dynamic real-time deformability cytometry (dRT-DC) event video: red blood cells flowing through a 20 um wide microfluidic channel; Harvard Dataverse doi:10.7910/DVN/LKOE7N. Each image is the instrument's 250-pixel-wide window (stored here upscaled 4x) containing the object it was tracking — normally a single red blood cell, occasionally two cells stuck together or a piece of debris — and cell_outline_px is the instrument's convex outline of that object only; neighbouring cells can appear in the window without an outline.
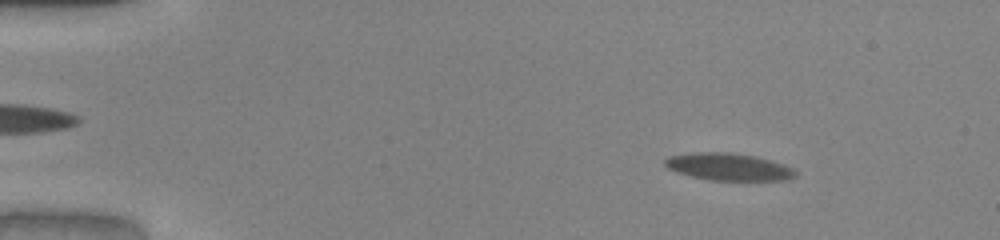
{"species": "common noctule bat (a hibernating species)", "species_latin": "Nyctalus noctula", "temperature_condition": "warm", "stored_images_in_passage": 53, "camera_frame_rate_fps": 3000, "um_per_image_px": 0.085, "animal": {"sex": "male", "body_mass_g": 20.0, "forearm_length_mm": 53.3}, "frame": {"image": 1, "passage_image": 7, "time_ms": 2.0, "image_size_px": [1000, 240], "cell_outline_px": [[796, 176], [784, 180], [708, 180], [676, 172], [668, 168], [664, 164], [664, 160], [668, 156], [696, 152], [732, 152], [752, 156], [768, 160], [792, 168], [796, 172]], "centroid_in_image_um": [61.86, 14.18], "position_along_channel_um": 23.1, "area_um2": 20.46}}
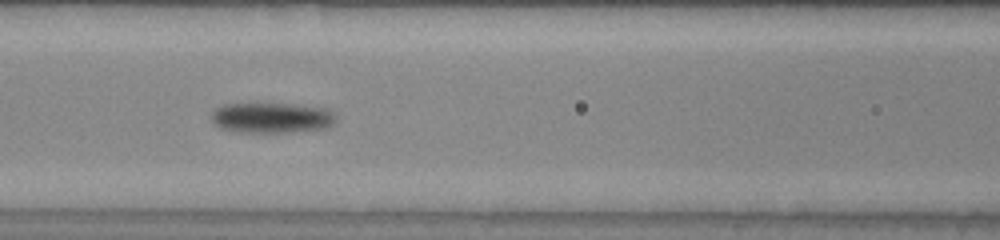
{"frame": {"image": 2, "passage_image": 24, "time_ms": 7.667, "image_size_px": [1000, 240], "cell_outline_px": [[336, 120], [328, 128], [292, 132], [240, 132], [220, 128], [212, 124], [212, 112], [216, 108], [224, 104], [292, 104], [328, 108], [336, 116]], "centroid_in_image_um": [23.11, 10.01], "position_along_channel_um": 143.5, "area_um2": 22.2}}
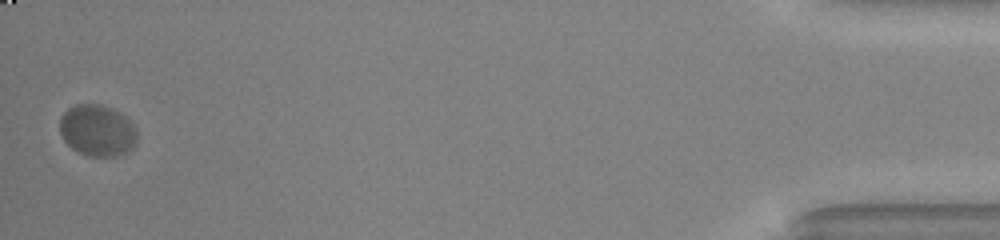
{"frame": {"image": 3, "passage_image": 53, "time_ms": 17.333, "image_size_px": [1000, 240], "cell_outline_px": [[136, 144], [132, 148], [120, 156], [88, 156], [72, 148], [64, 140], [60, 132], [60, 116], [68, 108], [76, 104], [100, 104], [120, 112], [136, 128]], "centroid_in_image_um": [8.27, 11.09], "position_along_channel_um": 426.9, "area_um2": 23.18}, "authors_computed_cell_mechanics": {"area_um2": 21.964, "velocity_mm_per_s": 3.833, "shape_relaxation_time_tau1_ms": 1.7923, "shape_relaxation_time_tau2_ms": null, "deformation_change_tau1": 0.1199, "deformation_change_tau2": null}}